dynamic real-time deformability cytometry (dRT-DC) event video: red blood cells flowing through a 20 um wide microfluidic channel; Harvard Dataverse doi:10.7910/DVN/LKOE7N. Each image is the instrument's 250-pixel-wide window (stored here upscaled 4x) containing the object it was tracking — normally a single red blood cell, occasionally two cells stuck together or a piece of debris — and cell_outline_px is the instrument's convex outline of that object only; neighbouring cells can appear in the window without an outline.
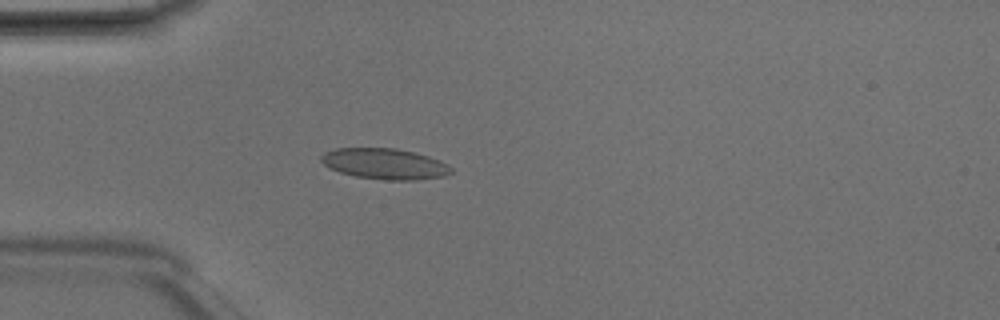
{"species": "Egyptian fruit bat (a non-hibernating species)", "species_latin": "Rousettus aegyptiacus", "temperature_condition": "room temperature", "stored_images_in_passage": 4, "camera_frame_rate_fps": 3000, "um_per_image_px": 0.085, "animal": {"sex": "male"}, "frame": {"image": 1, "passage_image": 4, "time_ms": 1.0, "image_size_px": [1000, 320], "cell_outline_px": [[452, 172], [444, 176], [416, 180], [388, 180], [356, 176], [340, 172], [328, 168], [320, 160], [320, 156], [324, 152], [336, 148], [396, 148], [416, 152], [440, 160], [448, 164], [452, 168]], "centroid_in_image_um": [32.7, 13.92], "position_along_channel_um": 52.3, "area_um2": 23.47}}